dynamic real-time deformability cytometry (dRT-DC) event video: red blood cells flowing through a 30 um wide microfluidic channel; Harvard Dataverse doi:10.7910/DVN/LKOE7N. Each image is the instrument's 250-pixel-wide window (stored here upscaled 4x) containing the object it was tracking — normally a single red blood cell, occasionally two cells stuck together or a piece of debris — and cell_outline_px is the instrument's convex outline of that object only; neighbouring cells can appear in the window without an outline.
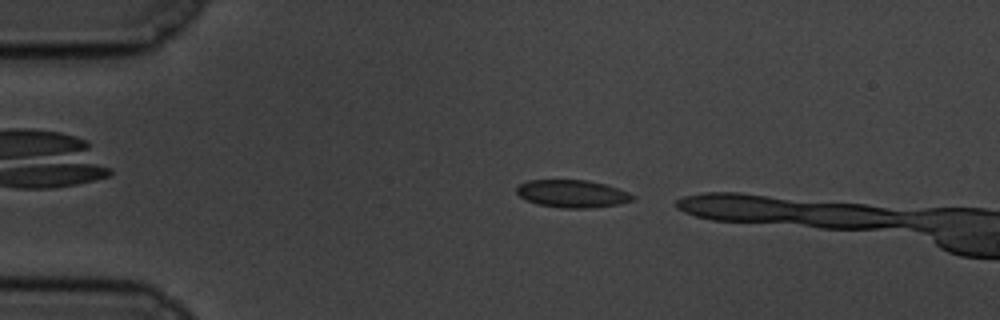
{"species": "common noctule bat (a hibernating species)", "species_latin": "Nyctalus noctula", "temperature_condition": "cold", "stored_images_in_passage": 11, "camera_frame_rate_fps": 3000, "um_per_image_px": 0.085, "animal": {"sex": "male", "body_mass_g": 19.5, "forearm_length_mm": 54.6}, "frame": {"image": 1, "passage_image": 2, "time_ms": 0.333, "image_size_px": [1000, 320], "cell_outline_px": [[636, 200], [620, 204], [588, 208], [564, 208], [536, 204], [520, 196], [516, 192], [516, 188], [520, 184], [528, 180], [588, 180], [604, 184], [628, 192], [636, 196]], "centroid_in_image_um": [48.67, 16.47], "position_along_channel_um": 36.3, "area_um2": 18.67}}
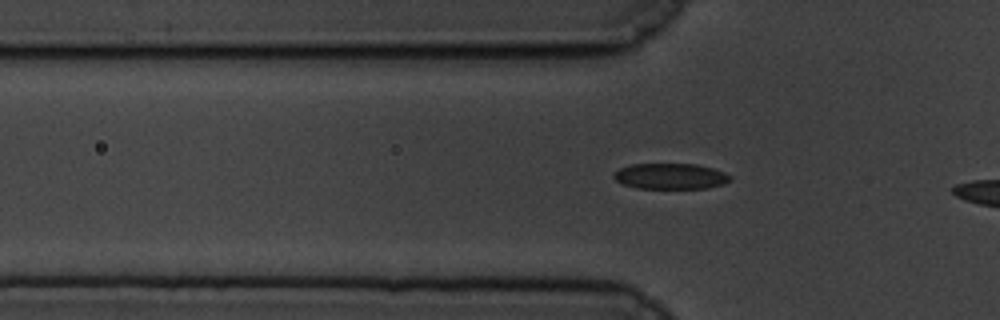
{"frame": {"image": 2, "passage_image": 8, "time_ms": 2.333, "image_size_px": [1000, 320], "cell_outline_px": [[732, 180], [724, 184], [708, 188], [636, 188], [620, 184], [612, 176], [612, 172], [628, 164], [696, 164], [712, 168], [724, 172], [732, 176]], "centroid_in_image_um": [56.96, 14.98], "position_along_channel_um": 68.8, "area_um2": 17.74}}